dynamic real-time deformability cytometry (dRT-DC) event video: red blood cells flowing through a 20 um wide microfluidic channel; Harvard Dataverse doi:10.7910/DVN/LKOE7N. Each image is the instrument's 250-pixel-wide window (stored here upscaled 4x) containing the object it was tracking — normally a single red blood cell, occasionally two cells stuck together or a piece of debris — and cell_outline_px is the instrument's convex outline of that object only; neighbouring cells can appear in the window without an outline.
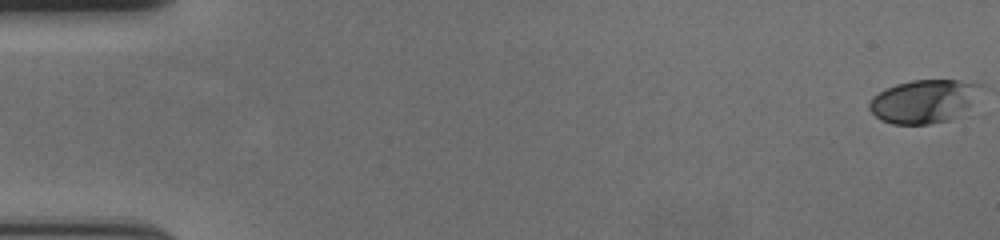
{"species": "human", "species_latin": "Homo sapiens", "temperature_condition": "cold", "stored_images_in_passage": 60, "camera_frame_rate_fps": 3000, "um_per_image_px": 0.085, "donor": {"sex": "female"}, "frame": {"image": 1, "passage_image": 1, "time_ms": 0.0, "image_size_px": [1000, 240], "cell_outline_px": [[980, 84], [968, 104], [964, 108], [948, 120], [928, 124], [892, 124], [880, 120], [868, 108], [868, 104], [872, 96], [896, 84], [912, 80], [960, 80]], "centroid_in_image_um": [78.38, 8.61], "position_along_channel_um": 6.6, "area_um2": 27.17}}
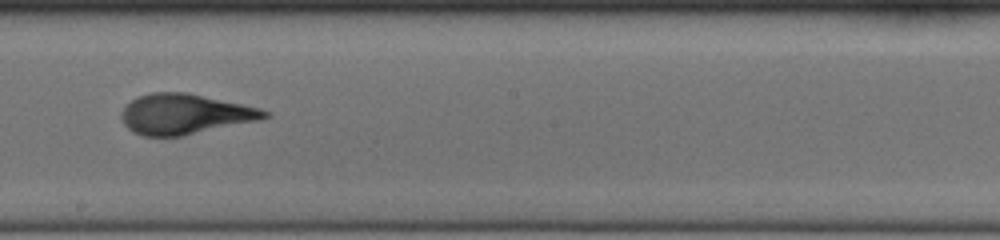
{"frame": {"image": 2, "passage_image": 35, "time_ms": 11.333, "image_size_px": [1000, 240], "cell_outline_px": [[272, 116], [260, 120], [184, 136], [144, 136], [132, 132], [124, 124], [120, 116], [120, 112], [136, 96], [152, 92], [188, 92], [260, 108], [272, 112]], "centroid_in_image_um": [15.73, 9.7], "position_along_channel_um": 232.5, "area_um2": 33.93}}
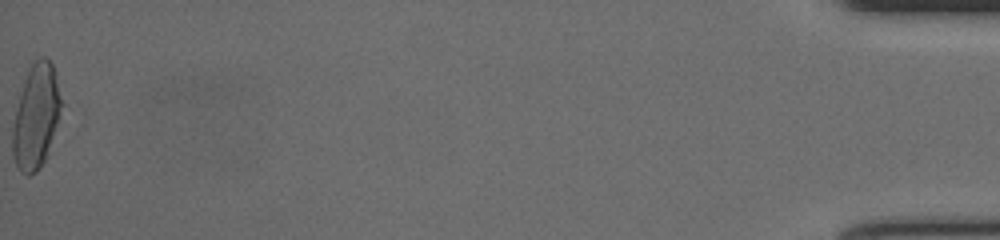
{"frame": {"image": 3, "passage_image": 60, "time_ms": 19.667, "image_size_px": [1000, 240], "cell_outline_px": [[64, 104], [48, 156], [36, 172], [28, 176], [20, 172], [16, 168], [12, 156], [12, 128], [16, 108], [24, 80], [32, 64], [40, 56], [44, 56], [52, 64], [56, 76]], "centroid_in_image_um": [3.08, 9.96], "position_along_channel_um": 432.1, "area_um2": 30.17}, "authors_computed_cell_mechanics": {"area_um2": 30.0849, "velocity_mm_per_s": 3.6117, "shape_relaxation_time_tau1_ms": 4.4843, "shape_relaxation_time_tau2_ms": 1.0652, "deformation_change_tau1": 0.1994, "deformation_change_tau2": 0.0835}}